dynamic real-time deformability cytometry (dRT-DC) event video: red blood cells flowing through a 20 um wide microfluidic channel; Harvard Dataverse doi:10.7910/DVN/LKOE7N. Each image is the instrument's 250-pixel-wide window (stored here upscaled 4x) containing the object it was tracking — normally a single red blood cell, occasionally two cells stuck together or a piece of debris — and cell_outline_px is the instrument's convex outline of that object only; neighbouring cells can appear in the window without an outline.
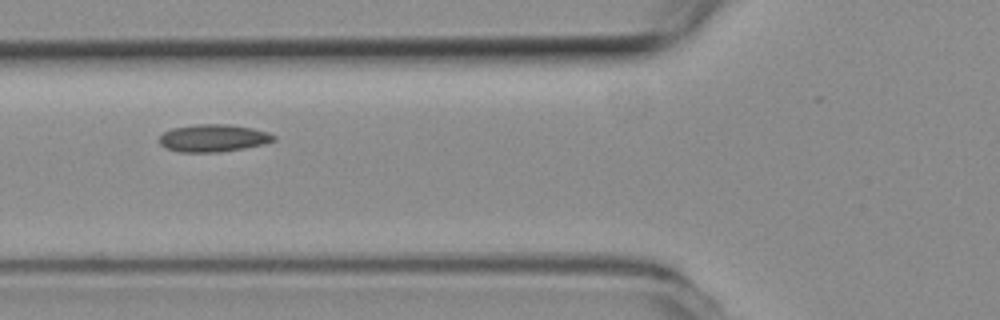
{"species": "common noctule bat (a hibernating species)", "species_latin": "Nyctalus noctula", "temperature_condition": "room temperature", "stored_images_in_passage": 8, "camera_frame_rate_fps": 3000, "um_per_image_px": 0.085, "animal": {"sex": "female", "body_mass_g": 19.3, "forearm_length_mm": 54.1}, "frame": {"image": 1, "passage_image": 6, "time_ms": 1.667, "image_size_px": [1000, 320], "cell_outline_px": [[276, 140], [264, 144], [244, 148], [220, 152], [180, 152], [168, 148], [160, 144], [160, 136], [164, 132], [172, 128], [196, 124], [228, 124], [252, 128], [268, 132], [276, 136]], "centroid_in_image_um": [18.16, 11.73], "position_along_channel_um": 107.6, "area_um2": 18.26}}
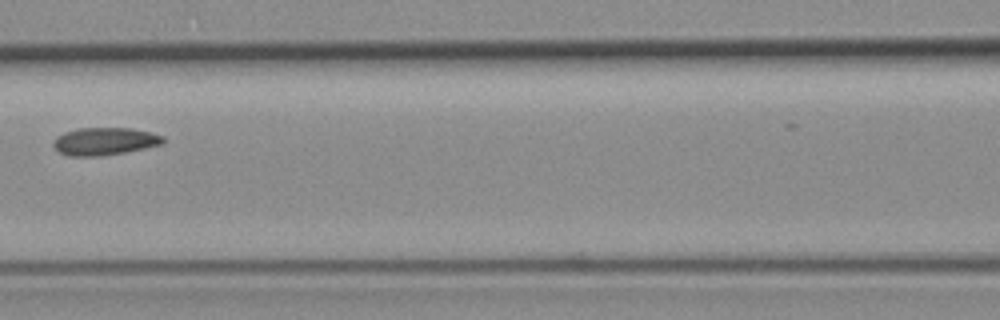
{"frame": {"image": 2, "passage_image": 7, "time_ms": 2.0, "image_size_px": [1000, 320], "cell_outline_px": [[164, 144], [124, 152], [100, 156], [68, 156], [60, 152], [52, 144], [56, 136], [64, 132], [80, 128], [132, 128], [164, 136]], "centroid_in_image_um": [8.88, 12.01], "position_along_channel_um": 157.7, "area_um2": 17.57}}
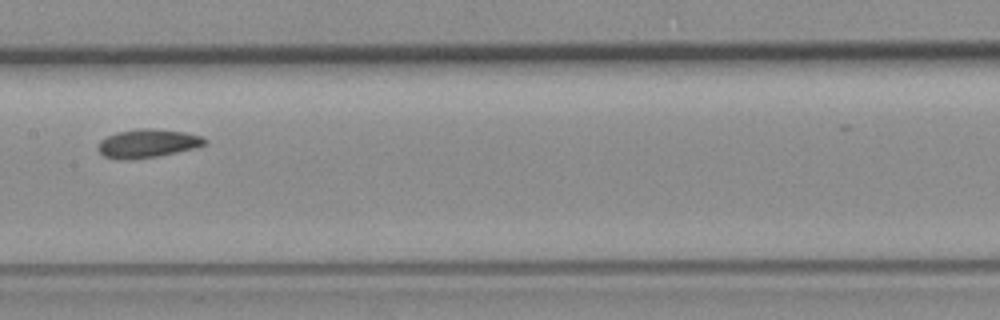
{"frame": {"image": 3, "passage_image": 8, "time_ms": 2.333, "image_size_px": [1000, 320], "cell_outline_px": [[208, 144], [176, 152], [156, 156], [128, 160], [116, 160], [104, 156], [96, 148], [100, 140], [116, 132], [140, 128], [148, 128], [184, 132], [200, 136], [208, 140]], "centroid_in_image_um": [12.5, 12.19], "position_along_channel_um": 194.9, "area_um2": 17.69}}